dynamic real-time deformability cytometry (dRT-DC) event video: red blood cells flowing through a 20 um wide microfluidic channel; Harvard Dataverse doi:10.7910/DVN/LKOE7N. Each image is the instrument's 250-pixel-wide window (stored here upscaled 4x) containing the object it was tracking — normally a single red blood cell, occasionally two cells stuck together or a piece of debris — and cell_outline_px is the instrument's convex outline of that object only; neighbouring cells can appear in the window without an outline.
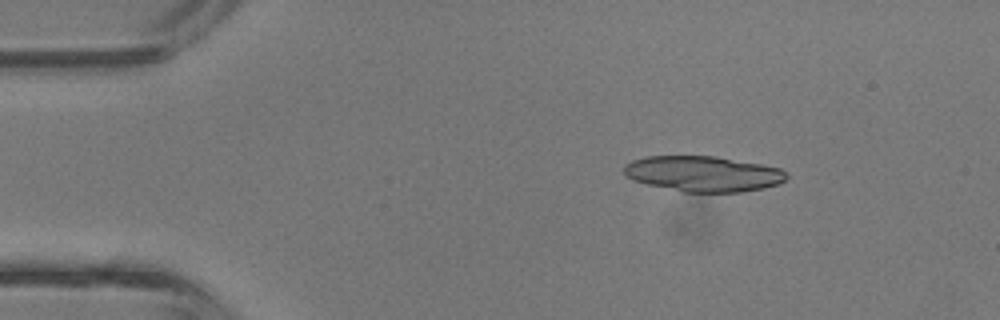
{"species": "common noctule bat (a hibernating species)", "species_latin": "Nyctalus noctula", "temperature_condition": "room temperature", "stored_images_in_passage": 38, "segment_of_instrument_passage": [1, 2], "camera_frame_rate_fps": 3000, "um_per_image_px": 0.085, "animal": {"sex": "male", "body_mass_g": 13.3}, "frame": {"image": 1, "passage_image": 3, "time_ms": 0.667, "image_size_px": [1000, 320], "cell_outline_px": [[788, 176], [780, 184], [764, 188], [744, 192], [684, 192], [648, 184], [632, 180], [624, 176], [624, 164], [632, 160], [648, 156], [716, 156], [760, 164], [780, 168], [788, 172]], "centroid_in_image_um": [59.78, 14.77], "position_along_channel_um": 25.2, "area_um2": 33.87}}